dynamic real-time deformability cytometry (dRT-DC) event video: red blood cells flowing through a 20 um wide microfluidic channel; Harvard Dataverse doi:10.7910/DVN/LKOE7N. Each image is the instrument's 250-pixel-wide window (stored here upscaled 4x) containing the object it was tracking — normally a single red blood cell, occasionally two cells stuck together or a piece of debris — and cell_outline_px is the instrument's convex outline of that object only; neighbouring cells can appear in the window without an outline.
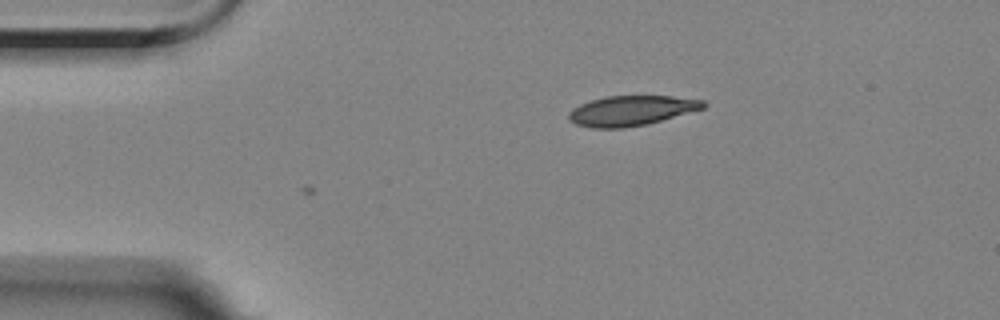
{"species": "Egyptian fruit bat (a non-hibernating species)", "species_latin": "Rousettus aegyptiacus", "temperature_condition": "room temperature", "stored_images_in_passage": 4, "camera_frame_rate_fps": 3000, "um_per_image_px": 0.085, "animal": {"sex": "female"}, "frame": {"image": 1, "passage_image": 4, "time_ms": 4.333, "image_size_px": [1000, 320], "cell_outline_px": [[708, 104], [704, 108], [660, 120], [644, 124], [624, 128], [592, 128], [576, 124], [568, 120], [568, 112], [572, 108], [580, 104], [604, 96], [672, 96], [704, 100]], "centroid_in_image_um": [53.63, 9.4], "position_along_channel_um": 31.4, "area_um2": 23.41}}